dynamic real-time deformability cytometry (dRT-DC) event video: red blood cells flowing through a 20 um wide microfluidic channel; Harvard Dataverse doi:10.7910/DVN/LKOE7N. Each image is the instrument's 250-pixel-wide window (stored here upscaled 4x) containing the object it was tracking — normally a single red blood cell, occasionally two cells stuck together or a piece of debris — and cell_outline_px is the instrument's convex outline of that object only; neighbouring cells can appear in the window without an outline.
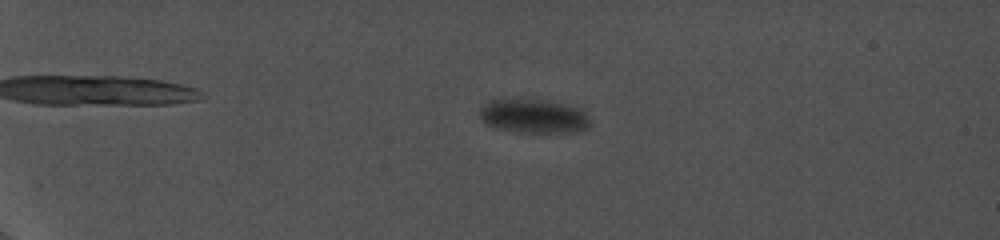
{"species": "common noctule bat (a hibernating species)", "species_latin": "Nyctalus noctula", "temperature_condition": "cold", "stored_images_in_passage": 68, "camera_frame_rate_fps": 5000, "um_per_image_px": 0.085, "animal": {"sex": "female", "body_mass_g": 19.0, "forearm_length_mm": 56.7}, "frame": {"image": 1, "passage_image": 33, "time_ms": 6.8, "image_size_px": [1000, 240], "cell_outline_px": [[588, 124], [584, 128], [576, 132], [520, 132], [496, 128], [488, 124], [480, 116], [480, 108], [488, 100], [540, 100], [564, 104], [580, 108], [584, 112], [588, 120]], "centroid_in_image_um": [45.33, 9.87], "position_along_channel_um": 39.7, "area_um2": 21.27}}
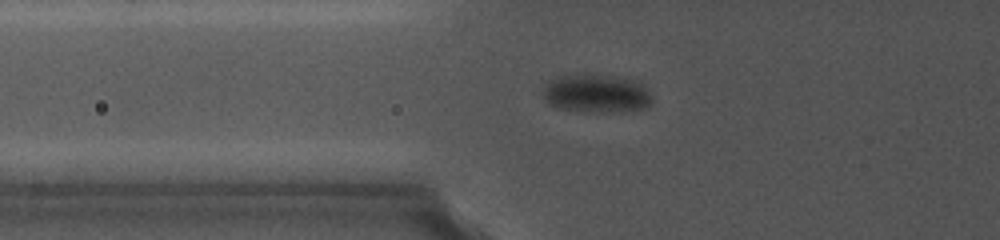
{"frame": {"image": 2, "passage_image": 44, "time_ms": 10.4, "image_size_px": [1000, 240], "cell_outline_px": [[652, 104], [648, 108], [624, 112], [588, 112], [560, 108], [548, 104], [544, 96], [544, 84], [548, 80], [556, 76], [584, 72], [596, 72], [628, 76], [640, 80], [648, 88], [652, 96]], "centroid_in_image_um": [50.78, 7.88], "position_along_channel_um": 75.0, "area_um2": 26.13}}
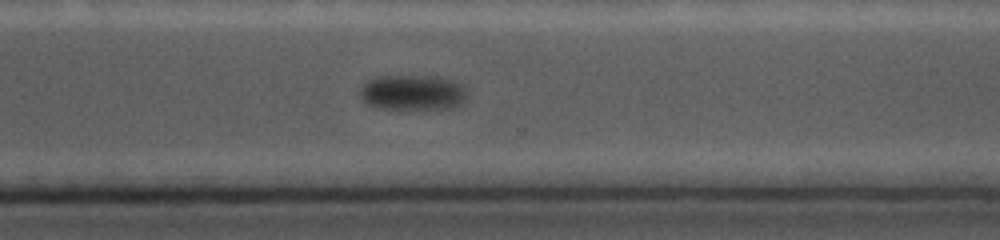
{"frame": {"image": 3, "passage_image": 65, "time_ms": 18.2, "image_size_px": [1000, 240], "cell_outline_px": [[468, 96], [456, 108], [380, 108], [368, 104], [360, 96], [360, 88], [368, 80], [380, 76], [440, 76], [452, 80], [468, 88]], "centroid_in_image_um": [35.14, 7.85], "position_along_channel_um": 335.5, "area_um2": 22.08}}